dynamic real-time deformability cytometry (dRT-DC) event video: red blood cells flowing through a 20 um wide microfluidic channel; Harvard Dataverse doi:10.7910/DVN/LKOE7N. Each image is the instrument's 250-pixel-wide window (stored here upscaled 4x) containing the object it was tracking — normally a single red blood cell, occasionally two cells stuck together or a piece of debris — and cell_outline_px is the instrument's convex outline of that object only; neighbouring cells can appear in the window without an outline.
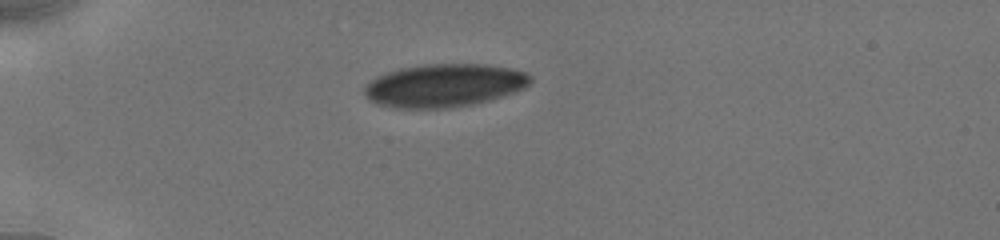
{"species": "human", "species_latin": "Homo sapiens", "temperature_condition": "cold", "stored_images_in_passage": 16, "camera_frame_rate_fps": 3000, "um_per_image_px": 0.085, "donor": {"sex": "male"}, "frame": {"image": 1, "passage_image": 1, "time_ms": 0.0, "image_size_px": [1000, 240], "cell_outline_px": [[532, 80], [524, 88], [516, 92], [488, 100], [472, 104], [444, 108], [396, 108], [380, 104], [368, 100], [364, 92], [364, 88], [376, 76], [400, 68], [424, 64], [488, 64], [512, 68], [524, 72], [532, 76]], "centroid_in_image_um": [37.78, 7.25], "position_along_channel_um": 47.2, "area_um2": 41.62}}
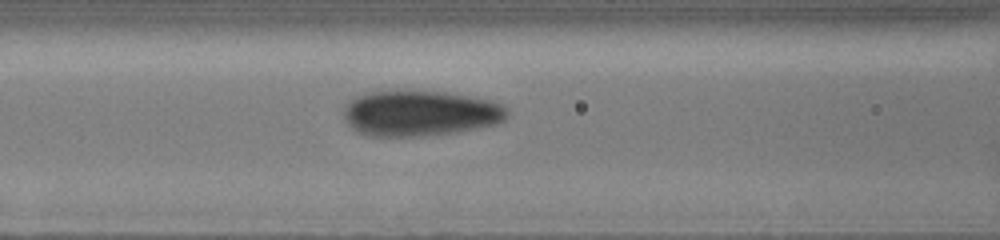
{"frame": {"image": 2, "passage_image": 8, "time_ms": 3.0, "image_size_px": [1000, 240], "cell_outline_px": [[508, 116], [504, 120], [496, 124], [456, 132], [420, 136], [368, 136], [352, 128], [348, 124], [344, 116], [344, 108], [356, 96], [364, 92], [396, 88], [448, 92], [492, 100], [504, 104], [508, 108]], "centroid_in_image_um": [35.72, 9.58], "position_along_channel_um": 130.9, "area_um2": 44.45}}
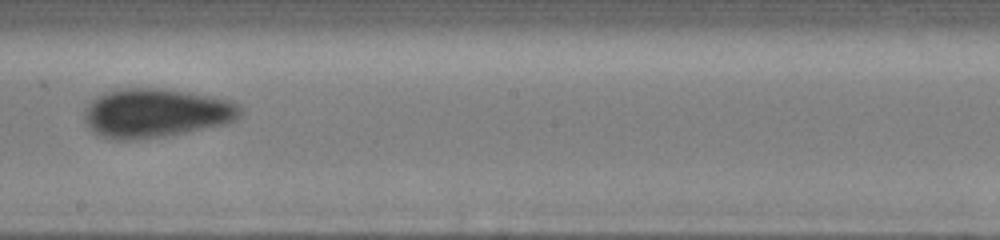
{"frame": {"image": 3, "passage_image": 14, "time_ms": 5.667, "image_size_px": [1000, 240], "cell_outline_px": [[244, 116], [228, 124], [184, 132], [160, 136], [100, 136], [84, 120], [84, 108], [96, 96], [104, 92], [116, 88], [164, 88], [192, 92], [232, 100], [240, 104], [244, 108]], "centroid_in_image_um": [13.38, 9.53], "position_along_channel_um": 234.8, "area_um2": 44.04}}